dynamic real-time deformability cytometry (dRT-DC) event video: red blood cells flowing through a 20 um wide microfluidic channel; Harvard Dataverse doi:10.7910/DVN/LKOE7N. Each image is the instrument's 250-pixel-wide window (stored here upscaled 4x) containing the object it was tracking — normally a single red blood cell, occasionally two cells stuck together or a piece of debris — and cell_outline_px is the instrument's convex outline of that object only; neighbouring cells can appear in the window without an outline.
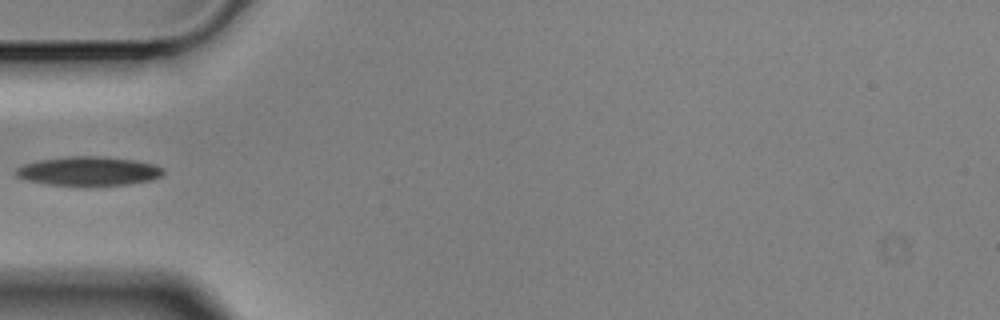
{"species": "Egyptian fruit bat (a non-hibernating species)", "species_latin": "Rousettus aegyptiacus", "temperature_condition": "cold", "stored_images_in_passage": 5, "camera_frame_rate_fps": 3000, "um_per_image_px": 0.085, "animal": {"sex": "male"}, "frame": {"image": 1, "passage_image": 5, "time_ms": 1.333, "image_size_px": [1000, 320], "cell_outline_px": [[164, 172], [160, 176], [152, 180], [124, 184], [48, 184], [28, 180], [16, 176], [16, 168], [24, 164], [40, 160], [68, 156], [100, 156], [136, 160], [156, 164], [164, 168]], "centroid_in_image_um": [7.57, 14.51], "position_along_channel_um": 77.4, "area_um2": 24.45}}